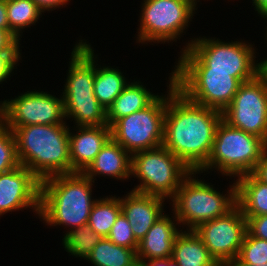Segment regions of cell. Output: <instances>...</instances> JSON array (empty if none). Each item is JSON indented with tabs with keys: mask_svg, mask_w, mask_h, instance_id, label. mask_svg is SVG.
Listing matches in <instances>:
<instances>
[{
	"mask_svg": "<svg viewBox=\"0 0 267 266\" xmlns=\"http://www.w3.org/2000/svg\"><path fill=\"white\" fill-rule=\"evenodd\" d=\"M169 79L163 146L198 171L210 156L222 112L190 101Z\"/></svg>",
	"mask_w": 267,
	"mask_h": 266,
	"instance_id": "1",
	"label": "cell"
},
{
	"mask_svg": "<svg viewBox=\"0 0 267 266\" xmlns=\"http://www.w3.org/2000/svg\"><path fill=\"white\" fill-rule=\"evenodd\" d=\"M16 139L20 165L40 181L71 173L69 127L66 124L8 127Z\"/></svg>",
	"mask_w": 267,
	"mask_h": 266,
	"instance_id": "2",
	"label": "cell"
},
{
	"mask_svg": "<svg viewBox=\"0 0 267 266\" xmlns=\"http://www.w3.org/2000/svg\"><path fill=\"white\" fill-rule=\"evenodd\" d=\"M92 180L83 173L55 175L41 181L39 216L48 225L72 230L88 224L97 199L92 198Z\"/></svg>",
	"mask_w": 267,
	"mask_h": 266,
	"instance_id": "3",
	"label": "cell"
},
{
	"mask_svg": "<svg viewBox=\"0 0 267 266\" xmlns=\"http://www.w3.org/2000/svg\"><path fill=\"white\" fill-rule=\"evenodd\" d=\"M184 48L174 72H230L242 83L259 74V63L254 60L255 49L249 43H225L199 37Z\"/></svg>",
	"mask_w": 267,
	"mask_h": 266,
	"instance_id": "4",
	"label": "cell"
},
{
	"mask_svg": "<svg viewBox=\"0 0 267 266\" xmlns=\"http://www.w3.org/2000/svg\"><path fill=\"white\" fill-rule=\"evenodd\" d=\"M94 50L87 42L79 41L71 53L69 72L63 91L65 118H74L77 126L108 125L107 110L94 95Z\"/></svg>",
	"mask_w": 267,
	"mask_h": 266,
	"instance_id": "5",
	"label": "cell"
},
{
	"mask_svg": "<svg viewBox=\"0 0 267 266\" xmlns=\"http://www.w3.org/2000/svg\"><path fill=\"white\" fill-rule=\"evenodd\" d=\"M266 146L262 138L232 127L222 119L215 131L210 156L197 172L215 168L230 177L253 173Z\"/></svg>",
	"mask_w": 267,
	"mask_h": 266,
	"instance_id": "6",
	"label": "cell"
},
{
	"mask_svg": "<svg viewBox=\"0 0 267 266\" xmlns=\"http://www.w3.org/2000/svg\"><path fill=\"white\" fill-rule=\"evenodd\" d=\"M197 171H192L180 184L172 198L174 219L180 225H187L194 230L200 224L227 214L237 205L236 182L223 195L205 181L193 178ZM193 175V177H191Z\"/></svg>",
	"mask_w": 267,
	"mask_h": 266,
	"instance_id": "7",
	"label": "cell"
},
{
	"mask_svg": "<svg viewBox=\"0 0 267 266\" xmlns=\"http://www.w3.org/2000/svg\"><path fill=\"white\" fill-rule=\"evenodd\" d=\"M192 172L163 145L131 155V175L140 184L134 192L172 199L182 181Z\"/></svg>",
	"mask_w": 267,
	"mask_h": 266,
	"instance_id": "8",
	"label": "cell"
},
{
	"mask_svg": "<svg viewBox=\"0 0 267 266\" xmlns=\"http://www.w3.org/2000/svg\"><path fill=\"white\" fill-rule=\"evenodd\" d=\"M167 97L158 96L146 108L118 119L111 137L131 155L163 145Z\"/></svg>",
	"mask_w": 267,
	"mask_h": 266,
	"instance_id": "9",
	"label": "cell"
},
{
	"mask_svg": "<svg viewBox=\"0 0 267 266\" xmlns=\"http://www.w3.org/2000/svg\"><path fill=\"white\" fill-rule=\"evenodd\" d=\"M195 7L188 0H144L138 42L175 41L191 21Z\"/></svg>",
	"mask_w": 267,
	"mask_h": 266,
	"instance_id": "10",
	"label": "cell"
},
{
	"mask_svg": "<svg viewBox=\"0 0 267 266\" xmlns=\"http://www.w3.org/2000/svg\"><path fill=\"white\" fill-rule=\"evenodd\" d=\"M172 82L190 101L223 111L242 82L230 72H173Z\"/></svg>",
	"mask_w": 267,
	"mask_h": 266,
	"instance_id": "11",
	"label": "cell"
},
{
	"mask_svg": "<svg viewBox=\"0 0 267 266\" xmlns=\"http://www.w3.org/2000/svg\"><path fill=\"white\" fill-rule=\"evenodd\" d=\"M222 119L267 143V83L259 74L239 86L232 102L222 111Z\"/></svg>",
	"mask_w": 267,
	"mask_h": 266,
	"instance_id": "12",
	"label": "cell"
},
{
	"mask_svg": "<svg viewBox=\"0 0 267 266\" xmlns=\"http://www.w3.org/2000/svg\"><path fill=\"white\" fill-rule=\"evenodd\" d=\"M0 104V120L7 127L66 124L63 98L44 91H27Z\"/></svg>",
	"mask_w": 267,
	"mask_h": 266,
	"instance_id": "13",
	"label": "cell"
},
{
	"mask_svg": "<svg viewBox=\"0 0 267 266\" xmlns=\"http://www.w3.org/2000/svg\"><path fill=\"white\" fill-rule=\"evenodd\" d=\"M194 231L215 261L226 266L239 255L247 233V221L236 205L227 214L200 224Z\"/></svg>",
	"mask_w": 267,
	"mask_h": 266,
	"instance_id": "14",
	"label": "cell"
},
{
	"mask_svg": "<svg viewBox=\"0 0 267 266\" xmlns=\"http://www.w3.org/2000/svg\"><path fill=\"white\" fill-rule=\"evenodd\" d=\"M40 187L41 181L22 165L0 174V216L28 207L39 215Z\"/></svg>",
	"mask_w": 267,
	"mask_h": 266,
	"instance_id": "15",
	"label": "cell"
},
{
	"mask_svg": "<svg viewBox=\"0 0 267 266\" xmlns=\"http://www.w3.org/2000/svg\"><path fill=\"white\" fill-rule=\"evenodd\" d=\"M165 198L131 191L120 197L122 213L126 216L137 242H140L153 224L164 214Z\"/></svg>",
	"mask_w": 267,
	"mask_h": 266,
	"instance_id": "16",
	"label": "cell"
},
{
	"mask_svg": "<svg viewBox=\"0 0 267 266\" xmlns=\"http://www.w3.org/2000/svg\"><path fill=\"white\" fill-rule=\"evenodd\" d=\"M77 134L69 130L71 173H83L111 138V127L77 126Z\"/></svg>",
	"mask_w": 267,
	"mask_h": 266,
	"instance_id": "17",
	"label": "cell"
},
{
	"mask_svg": "<svg viewBox=\"0 0 267 266\" xmlns=\"http://www.w3.org/2000/svg\"><path fill=\"white\" fill-rule=\"evenodd\" d=\"M163 214L148 230L144 238L138 242V261L166 259L172 256L173 244L176 236L181 232L175 227L178 222ZM146 259V260H145Z\"/></svg>",
	"mask_w": 267,
	"mask_h": 266,
	"instance_id": "18",
	"label": "cell"
},
{
	"mask_svg": "<svg viewBox=\"0 0 267 266\" xmlns=\"http://www.w3.org/2000/svg\"><path fill=\"white\" fill-rule=\"evenodd\" d=\"M131 154L112 137L103 146L96 158L83 172L94 183V176L105 175L116 179H129L131 175Z\"/></svg>",
	"mask_w": 267,
	"mask_h": 266,
	"instance_id": "19",
	"label": "cell"
},
{
	"mask_svg": "<svg viewBox=\"0 0 267 266\" xmlns=\"http://www.w3.org/2000/svg\"><path fill=\"white\" fill-rule=\"evenodd\" d=\"M171 258L179 266H220L194 230H181L176 236Z\"/></svg>",
	"mask_w": 267,
	"mask_h": 266,
	"instance_id": "20",
	"label": "cell"
},
{
	"mask_svg": "<svg viewBox=\"0 0 267 266\" xmlns=\"http://www.w3.org/2000/svg\"><path fill=\"white\" fill-rule=\"evenodd\" d=\"M141 82H131L116 97L107 109V122L111 127L118 119L149 106L159 95H154L140 85Z\"/></svg>",
	"mask_w": 267,
	"mask_h": 266,
	"instance_id": "21",
	"label": "cell"
},
{
	"mask_svg": "<svg viewBox=\"0 0 267 266\" xmlns=\"http://www.w3.org/2000/svg\"><path fill=\"white\" fill-rule=\"evenodd\" d=\"M237 205L244 216L267 214V184L260 181L253 173L238 177Z\"/></svg>",
	"mask_w": 267,
	"mask_h": 266,
	"instance_id": "22",
	"label": "cell"
},
{
	"mask_svg": "<svg viewBox=\"0 0 267 266\" xmlns=\"http://www.w3.org/2000/svg\"><path fill=\"white\" fill-rule=\"evenodd\" d=\"M136 250L102 238L86 260L91 261L94 266H139Z\"/></svg>",
	"mask_w": 267,
	"mask_h": 266,
	"instance_id": "23",
	"label": "cell"
},
{
	"mask_svg": "<svg viewBox=\"0 0 267 266\" xmlns=\"http://www.w3.org/2000/svg\"><path fill=\"white\" fill-rule=\"evenodd\" d=\"M97 65L95 64L94 95L107 110L129 82L125 80L119 69L109 66L99 68Z\"/></svg>",
	"mask_w": 267,
	"mask_h": 266,
	"instance_id": "24",
	"label": "cell"
},
{
	"mask_svg": "<svg viewBox=\"0 0 267 266\" xmlns=\"http://www.w3.org/2000/svg\"><path fill=\"white\" fill-rule=\"evenodd\" d=\"M121 212L120 197L97 199L89 215L88 225L95 233L106 238Z\"/></svg>",
	"mask_w": 267,
	"mask_h": 266,
	"instance_id": "25",
	"label": "cell"
},
{
	"mask_svg": "<svg viewBox=\"0 0 267 266\" xmlns=\"http://www.w3.org/2000/svg\"><path fill=\"white\" fill-rule=\"evenodd\" d=\"M7 18L10 30L20 39V31L34 25L42 11L32 0H6Z\"/></svg>",
	"mask_w": 267,
	"mask_h": 266,
	"instance_id": "26",
	"label": "cell"
},
{
	"mask_svg": "<svg viewBox=\"0 0 267 266\" xmlns=\"http://www.w3.org/2000/svg\"><path fill=\"white\" fill-rule=\"evenodd\" d=\"M102 238L87 224L66 232L62 239V244L66 252L71 253L73 256L87 259Z\"/></svg>",
	"mask_w": 267,
	"mask_h": 266,
	"instance_id": "27",
	"label": "cell"
},
{
	"mask_svg": "<svg viewBox=\"0 0 267 266\" xmlns=\"http://www.w3.org/2000/svg\"><path fill=\"white\" fill-rule=\"evenodd\" d=\"M20 166L14 133L0 120V174Z\"/></svg>",
	"mask_w": 267,
	"mask_h": 266,
	"instance_id": "28",
	"label": "cell"
},
{
	"mask_svg": "<svg viewBox=\"0 0 267 266\" xmlns=\"http://www.w3.org/2000/svg\"><path fill=\"white\" fill-rule=\"evenodd\" d=\"M238 258L253 265L267 263V240L254 237L247 232Z\"/></svg>",
	"mask_w": 267,
	"mask_h": 266,
	"instance_id": "29",
	"label": "cell"
},
{
	"mask_svg": "<svg viewBox=\"0 0 267 266\" xmlns=\"http://www.w3.org/2000/svg\"><path fill=\"white\" fill-rule=\"evenodd\" d=\"M106 238L119 246H124L131 249H137L138 247V242L133 235L131 225L122 212L118 215Z\"/></svg>",
	"mask_w": 267,
	"mask_h": 266,
	"instance_id": "30",
	"label": "cell"
},
{
	"mask_svg": "<svg viewBox=\"0 0 267 266\" xmlns=\"http://www.w3.org/2000/svg\"><path fill=\"white\" fill-rule=\"evenodd\" d=\"M20 51L0 52V84L11 76L15 65L20 60Z\"/></svg>",
	"mask_w": 267,
	"mask_h": 266,
	"instance_id": "31",
	"label": "cell"
},
{
	"mask_svg": "<svg viewBox=\"0 0 267 266\" xmlns=\"http://www.w3.org/2000/svg\"><path fill=\"white\" fill-rule=\"evenodd\" d=\"M245 217L247 221V232L254 237L267 240V214Z\"/></svg>",
	"mask_w": 267,
	"mask_h": 266,
	"instance_id": "32",
	"label": "cell"
},
{
	"mask_svg": "<svg viewBox=\"0 0 267 266\" xmlns=\"http://www.w3.org/2000/svg\"><path fill=\"white\" fill-rule=\"evenodd\" d=\"M18 42L8 31L0 29V52L20 51Z\"/></svg>",
	"mask_w": 267,
	"mask_h": 266,
	"instance_id": "33",
	"label": "cell"
},
{
	"mask_svg": "<svg viewBox=\"0 0 267 266\" xmlns=\"http://www.w3.org/2000/svg\"><path fill=\"white\" fill-rule=\"evenodd\" d=\"M253 174L263 183L267 184V146L262 155L261 160L258 162Z\"/></svg>",
	"mask_w": 267,
	"mask_h": 266,
	"instance_id": "34",
	"label": "cell"
},
{
	"mask_svg": "<svg viewBox=\"0 0 267 266\" xmlns=\"http://www.w3.org/2000/svg\"><path fill=\"white\" fill-rule=\"evenodd\" d=\"M38 8L44 12V11H49V10H55L56 8H60L61 5L63 6L64 4L68 3L70 0H32Z\"/></svg>",
	"mask_w": 267,
	"mask_h": 266,
	"instance_id": "35",
	"label": "cell"
},
{
	"mask_svg": "<svg viewBox=\"0 0 267 266\" xmlns=\"http://www.w3.org/2000/svg\"><path fill=\"white\" fill-rule=\"evenodd\" d=\"M0 29L8 31L18 42H20V39L9 28L6 0H0Z\"/></svg>",
	"mask_w": 267,
	"mask_h": 266,
	"instance_id": "36",
	"label": "cell"
},
{
	"mask_svg": "<svg viewBox=\"0 0 267 266\" xmlns=\"http://www.w3.org/2000/svg\"><path fill=\"white\" fill-rule=\"evenodd\" d=\"M139 266H179L178 262L174 259H153L149 261H139Z\"/></svg>",
	"mask_w": 267,
	"mask_h": 266,
	"instance_id": "37",
	"label": "cell"
},
{
	"mask_svg": "<svg viewBox=\"0 0 267 266\" xmlns=\"http://www.w3.org/2000/svg\"><path fill=\"white\" fill-rule=\"evenodd\" d=\"M255 6V11H258V14L261 16L262 14L267 12V0H252Z\"/></svg>",
	"mask_w": 267,
	"mask_h": 266,
	"instance_id": "38",
	"label": "cell"
},
{
	"mask_svg": "<svg viewBox=\"0 0 267 266\" xmlns=\"http://www.w3.org/2000/svg\"><path fill=\"white\" fill-rule=\"evenodd\" d=\"M226 266H267V263H264L262 265H253V264H248L245 262H242L238 257L235 258L234 260L230 261Z\"/></svg>",
	"mask_w": 267,
	"mask_h": 266,
	"instance_id": "39",
	"label": "cell"
},
{
	"mask_svg": "<svg viewBox=\"0 0 267 266\" xmlns=\"http://www.w3.org/2000/svg\"><path fill=\"white\" fill-rule=\"evenodd\" d=\"M259 75L266 81L267 83V59L259 63Z\"/></svg>",
	"mask_w": 267,
	"mask_h": 266,
	"instance_id": "40",
	"label": "cell"
},
{
	"mask_svg": "<svg viewBox=\"0 0 267 266\" xmlns=\"http://www.w3.org/2000/svg\"><path fill=\"white\" fill-rule=\"evenodd\" d=\"M261 17H263L264 19H265V18L267 19V12L264 13V14H262ZM266 28H267V27H266ZM266 33H267V31H266ZM266 35H267V34H266ZM266 37H267V36H266ZM266 40H267V38H266Z\"/></svg>",
	"mask_w": 267,
	"mask_h": 266,
	"instance_id": "41",
	"label": "cell"
},
{
	"mask_svg": "<svg viewBox=\"0 0 267 266\" xmlns=\"http://www.w3.org/2000/svg\"><path fill=\"white\" fill-rule=\"evenodd\" d=\"M188 1H191L195 6L197 5L196 0H188ZM195 2H196V3H195Z\"/></svg>",
	"mask_w": 267,
	"mask_h": 266,
	"instance_id": "42",
	"label": "cell"
}]
</instances>
